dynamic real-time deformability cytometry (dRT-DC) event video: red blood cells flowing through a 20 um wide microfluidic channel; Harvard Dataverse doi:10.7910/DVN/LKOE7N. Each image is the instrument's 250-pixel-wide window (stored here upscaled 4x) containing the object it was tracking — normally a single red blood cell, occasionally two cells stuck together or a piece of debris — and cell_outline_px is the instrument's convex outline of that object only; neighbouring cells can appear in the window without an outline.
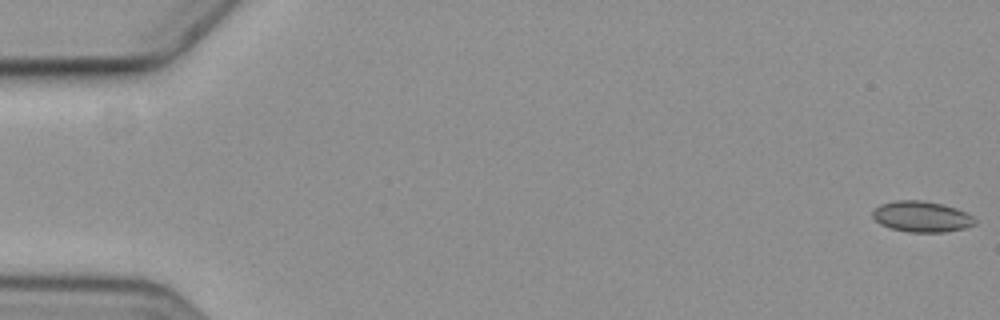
{"species": "common noctule bat (a hibernating species)", "species_latin": "Nyctalus noctula", "temperature_condition": "cold", "stored_images_in_passage": 59, "camera_frame_rate_fps": 3000, "um_per_image_px": 0.085, "animal": {"sex": "female", "body_mass_g": 19.3, "forearm_length_mm": 54.1}, "frame": {"image": 1, "passage_image": 1, "time_ms": 0.0, "image_size_px": [1000, 320], "cell_outline_px": [[976, 224], [964, 228], [944, 232], [908, 232], [892, 228], [880, 224], [872, 216], [872, 212], [880, 204], [896, 200], [920, 200], [940, 204], [956, 208], [972, 216], [976, 220]], "centroid_in_image_um": [78.33, 18.41], "position_along_channel_um": 6.7, "area_um2": 18.21}}
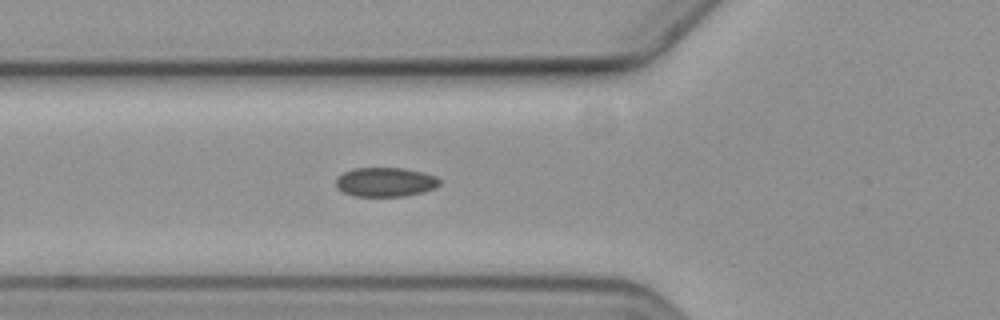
{"frame": {"image": 2, "passage_image": 22, "time_ms": 7.0, "image_size_px": [1000, 320], "cell_outline_px": [[440, 184], [436, 188], [424, 192], [404, 196], [352, 196], [336, 188], [336, 176], [352, 168], [404, 168], [424, 172], [436, 176], [440, 180]], "centroid_in_image_um": [32.76, 15.47], "position_along_channel_um": 93.0, "area_um2": 17.92}}
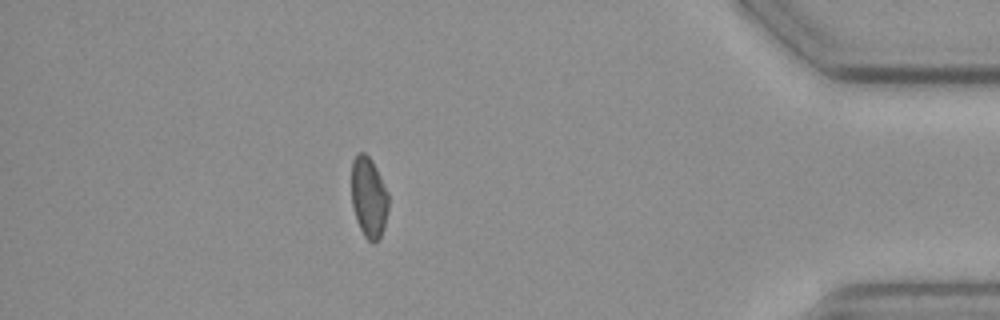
{"frame": {"image": 3, "passage_image": 52, "time_ms": 17.0, "image_size_px": [1000, 320], "cell_outline_px": [[388, 208], [384, 228], [380, 236], [372, 244], [364, 236], [356, 220], [352, 204], [352, 160], [360, 152], [364, 152], [372, 160], [388, 192]], "centroid_in_image_um": [31.34, 16.78], "position_along_channel_um": 403.9, "area_um2": 17.28}, "authors_computed_cell_mechanics": {"area_um2": 18.0914, "velocity_mm_per_s": 3.576, "shape_relaxation_time_tau1_ms": null, "shape_relaxation_time_tau2_ms": 4.7601, "deformation_change_tau1": null, "deformation_change_tau2": 0.0751}}